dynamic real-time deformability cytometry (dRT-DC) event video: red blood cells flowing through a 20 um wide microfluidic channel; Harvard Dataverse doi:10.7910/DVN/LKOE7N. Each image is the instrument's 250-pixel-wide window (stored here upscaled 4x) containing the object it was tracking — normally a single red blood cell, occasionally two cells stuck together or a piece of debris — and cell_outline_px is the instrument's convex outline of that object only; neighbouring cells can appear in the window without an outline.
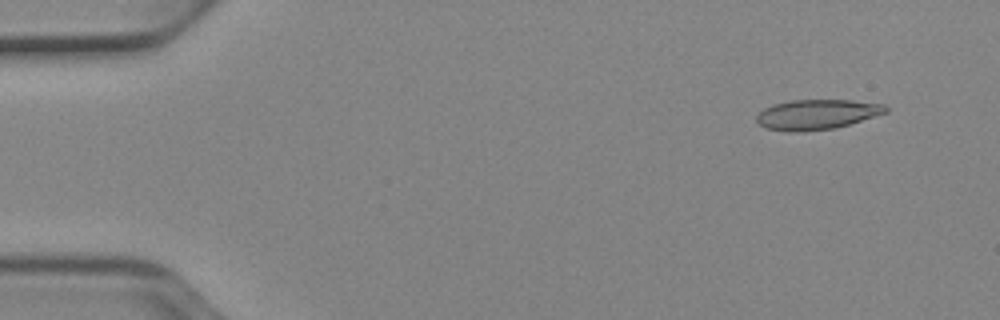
{"species": "Egyptian fruit bat (a non-hibernating species)", "species_latin": "Rousettus aegyptiacus", "temperature_condition": "cold", "stored_images_in_passage": 51, "camera_frame_rate_fps": 3000, "um_per_image_px": 0.085, "animal": {"sex": "female"}, "frame": {"image": 1, "passage_image": 4, "time_ms": 1.0, "image_size_px": [1000, 320], "cell_outline_px": [[888, 112], [836, 128], [788, 132], [764, 128], [756, 120], [756, 116], [764, 108], [772, 104], [788, 100], [852, 100], [884, 104], [888, 108]], "centroid_in_image_um": [69.41, 9.72], "position_along_channel_um": 15.6, "area_um2": 22.6}}
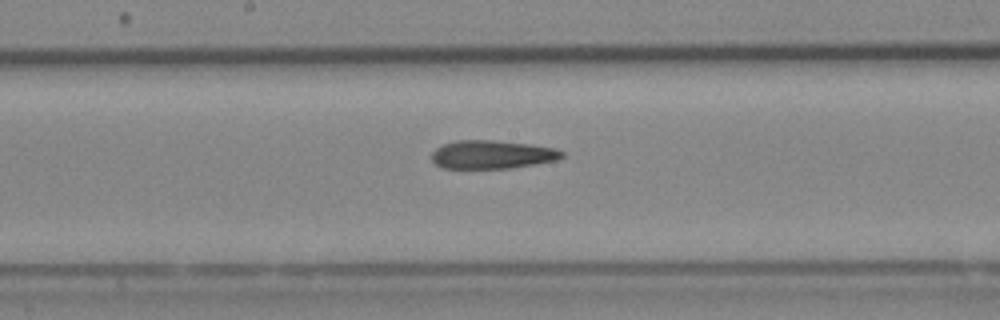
{"frame": {"image": 2, "passage_image": 27, "time_ms": 8.667, "image_size_px": [1000, 320], "cell_outline_px": [[564, 156], [560, 160], [512, 168], [440, 168], [432, 160], [432, 152], [436, 148], [444, 144], [456, 140], [492, 140], [528, 144], [556, 148], [564, 152]], "centroid_in_image_um": [41.86, 13.14], "position_along_channel_um": 206.3, "area_um2": 21.68}}
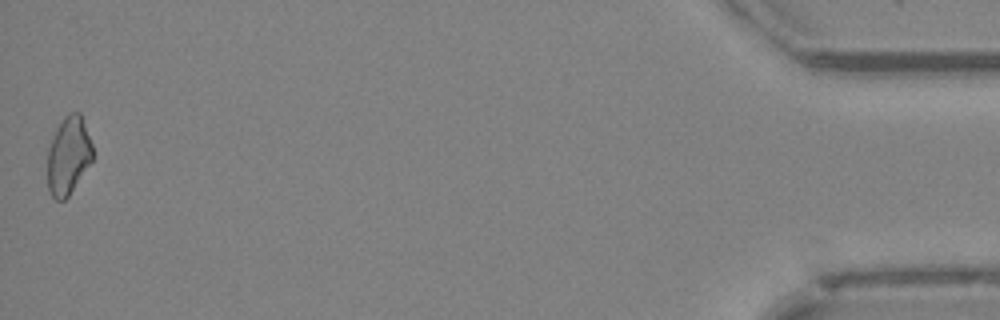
{"frame": {"image": 3, "passage_image": 51, "time_ms": 16.667, "image_size_px": [1000, 320], "cell_outline_px": [[92, 160], [68, 196], [64, 200], [56, 200], [52, 196], [48, 188], [48, 148], [52, 136], [56, 128], [64, 116], [68, 112], [80, 112], [92, 144]], "centroid_in_image_um": [5.8, 13.2], "position_along_channel_um": 429.4, "area_um2": 20.35}, "authors_computed_cell_mechanics": {"area_um2": 22.0796, "velocity_mm_per_s": 3.9311, "shape_relaxation_time_tau1_ms": null, "shape_relaxation_time_tau2_ms": 7.8882, "deformation_change_tau1": null, "deformation_change_tau2": 0.2036}}